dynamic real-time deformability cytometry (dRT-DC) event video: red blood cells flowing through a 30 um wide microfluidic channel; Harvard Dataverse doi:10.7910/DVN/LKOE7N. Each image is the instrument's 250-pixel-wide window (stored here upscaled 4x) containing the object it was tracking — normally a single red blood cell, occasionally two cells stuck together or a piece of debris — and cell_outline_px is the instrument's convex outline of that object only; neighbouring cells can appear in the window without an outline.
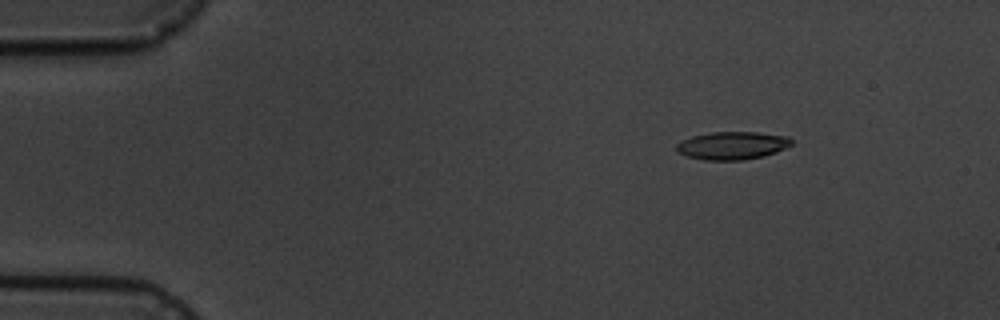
{"species": "common noctule bat (a hibernating species)", "species_latin": "Nyctalus noctula", "temperature_condition": "cold", "stored_images_in_passage": 7, "camera_frame_rate_fps": 3000, "um_per_image_px": 0.085, "animal": {"sex": "male", "body_mass_g": 19.5, "forearm_length_mm": 54.6}, "frame": {"image": 1, "passage_image": 1, "time_ms": 0.0, "image_size_px": [1000, 320], "cell_outline_px": [[792, 144], [776, 152], [764, 156], [744, 160], [704, 160], [688, 156], [676, 152], [676, 144], [680, 140], [692, 136], [712, 132], [756, 132], [788, 136], [792, 140]], "centroid_in_image_um": [62.22, 12.37], "position_along_channel_um": 22.8, "area_um2": 18.79}}
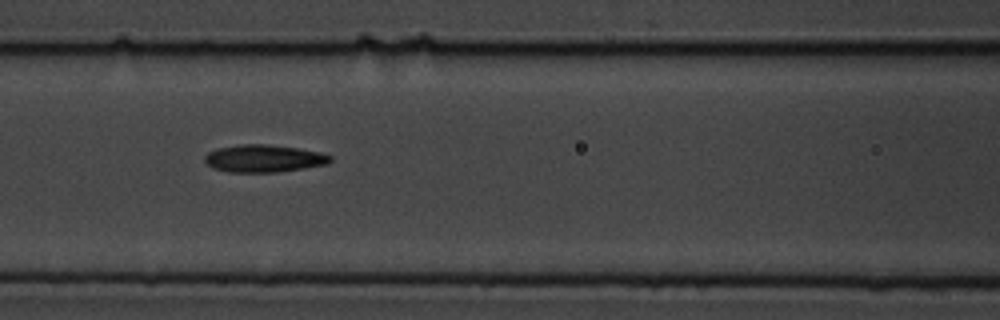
{"frame": {"image": 2, "passage_image": 6, "time_ms": 5.667, "image_size_px": [1000, 320], "cell_outline_px": [[332, 160], [328, 164], [304, 168], [276, 172], [228, 172], [212, 168], [204, 160], [204, 156], [208, 152], [220, 148], [240, 144], [264, 144], [296, 148], [320, 152], [332, 156]], "centroid_in_image_um": [22.42, 13.47], "position_along_channel_um": 144.2, "area_um2": 20.0}}
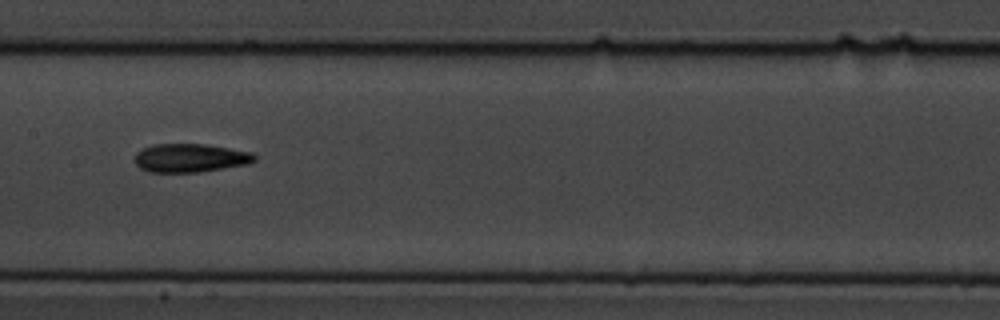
{"frame": {"image": 3, "passage_image": 7, "time_ms": 7.0, "image_size_px": [1000, 320], "cell_outline_px": [[256, 160], [248, 164], [200, 172], [148, 172], [140, 168], [136, 164], [136, 152], [152, 144], [204, 144], [252, 152], [256, 156]], "centroid_in_image_um": [16.18, 13.43], "position_along_channel_um": 191.2, "area_um2": 19.88}}